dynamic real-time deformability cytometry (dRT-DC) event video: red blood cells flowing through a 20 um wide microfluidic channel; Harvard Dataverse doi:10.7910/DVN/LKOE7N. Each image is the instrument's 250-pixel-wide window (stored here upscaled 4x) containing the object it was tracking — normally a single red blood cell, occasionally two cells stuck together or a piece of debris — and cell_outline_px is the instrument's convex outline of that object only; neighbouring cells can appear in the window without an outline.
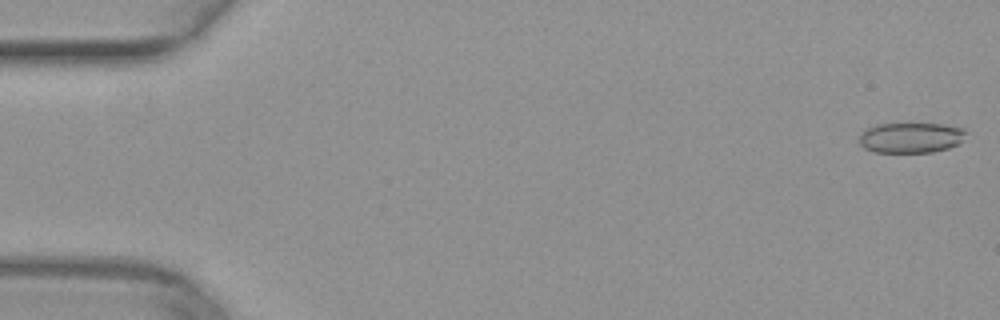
{"species": "common noctule bat (a hibernating species)", "species_latin": "Nyctalus noctula", "temperature_condition": "warm", "stored_images_in_passage": 51, "camera_frame_rate_fps": 3000, "um_per_image_px": 0.085, "animal": {"sex": "female", "body_mass_g": 29.2, "forearm_length_mm": 56.3}, "frame": {"image": 1, "passage_image": 1, "time_ms": 0.0, "image_size_px": [1000, 320], "cell_outline_px": [[964, 132], [960, 140], [956, 144], [948, 148], [932, 152], [872, 152], [864, 148], [860, 144], [860, 132], [876, 124], [912, 120], [944, 124], [964, 128]], "centroid_in_image_um": [77.36, 11.64], "position_along_channel_um": 7.6, "area_um2": 19.65}}
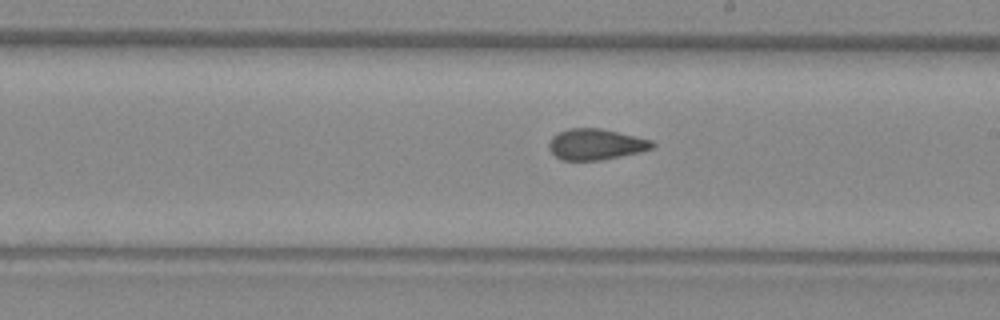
{"frame": {"image": 2, "passage_image": 29, "time_ms": 9.333, "image_size_px": [1000, 320], "cell_outline_px": [[656, 144], [652, 148], [640, 152], [600, 160], [560, 160], [548, 148], [548, 144], [552, 136], [568, 128], [600, 128], [652, 140]], "centroid_in_image_um": [50.63, 12.27], "position_along_channel_um": 238.4, "area_um2": 18.55}}
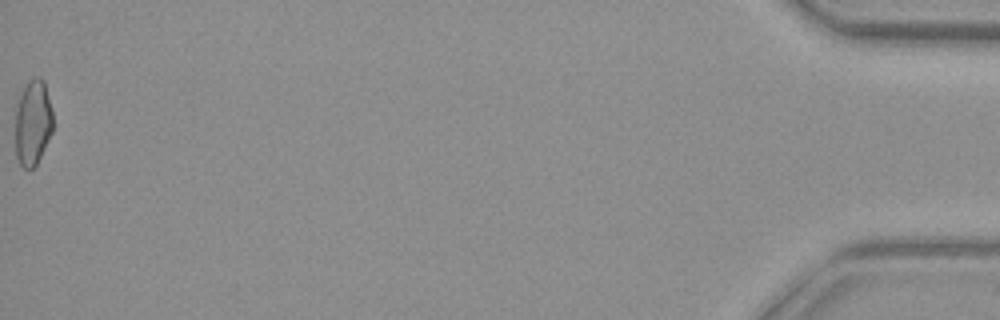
{"frame": {"image": 3, "passage_image": 51, "time_ms": 16.667, "image_size_px": [1000, 320], "cell_outline_px": [[52, 132], [36, 164], [32, 168], [24, 168], [20, 164], [16, 156], [16, 104], [20, 92], [24, 84], [28, 80], [36, 76], [40, 76], [44, 80], [52, 112]], "centroid_in_image_um": [2.78, 10.36], "position_along_channel_um": 432.4, "area_um2": 18.79}}